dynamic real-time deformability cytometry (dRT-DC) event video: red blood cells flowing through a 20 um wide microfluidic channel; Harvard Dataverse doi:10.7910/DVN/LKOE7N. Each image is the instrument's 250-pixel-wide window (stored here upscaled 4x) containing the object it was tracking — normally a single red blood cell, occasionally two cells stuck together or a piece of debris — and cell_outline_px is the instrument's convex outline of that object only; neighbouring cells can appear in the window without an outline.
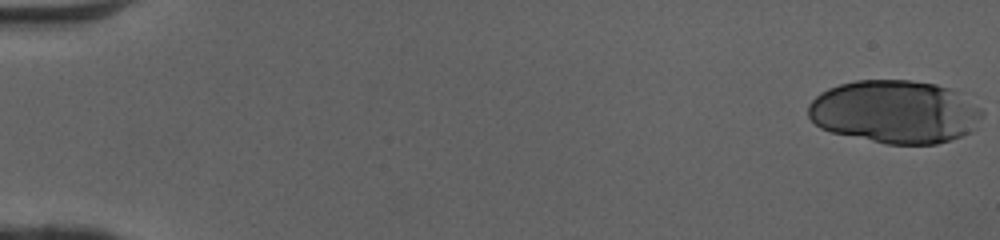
{"species": "human", "species_latin": "Homo sapiens", "temperature_condition": "cold", "stored_images_in_passage": 40, "camera_frame_rate_fps": 3000, "um_per_image_px": 0.085, "donor": {"sex": "female"}, "frame": {"image": 1, "passage_image": 1, "time_ms": 0.0, "image_size_px": [1000, 240], "cell_outline_px": [[984, 112], [976, 128], [972, 132], [936, 144], [888, 144], [832, 132], [820, 128], [808, 116], [808, 104], [820, 92], [828, 88], [840, 84], [856, 80], [908, 80], [936, 84], [948, 88], [956, 92], [980, 108]], "centroid_in_image_um": [76.05, 9.5], "position_along_channel_um": 8.9, "area_um2": 63.75}}
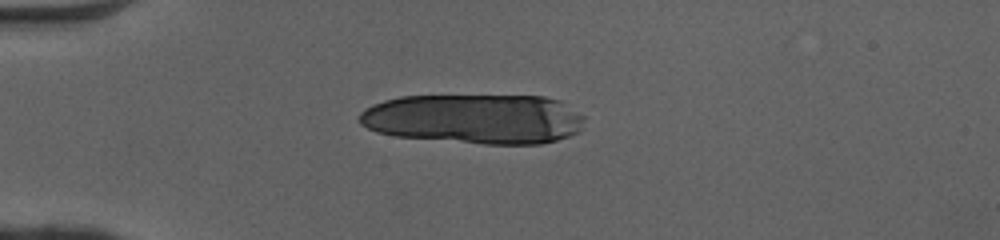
{"frame": {"image": 2, "passage_image": 14, "time_ms": 4.333, "image_size_px": [1000, 240], "cell_outline_px": [[584, 120], [580, 128], [576, 132], [568, 136], [556, 140], [540, 144], [484, 144], [396, 136], [376, 132], [360, 124], [356, 120], [360, 112], [364, 108], [372, 104], [384, 100], [400, 96], [544, 96], [560, 100], [584, 116]], "centroid_in_image_um": [40.29, 10.1], "position_along_channel_um": 44.7, "area_um2": 65.66}}